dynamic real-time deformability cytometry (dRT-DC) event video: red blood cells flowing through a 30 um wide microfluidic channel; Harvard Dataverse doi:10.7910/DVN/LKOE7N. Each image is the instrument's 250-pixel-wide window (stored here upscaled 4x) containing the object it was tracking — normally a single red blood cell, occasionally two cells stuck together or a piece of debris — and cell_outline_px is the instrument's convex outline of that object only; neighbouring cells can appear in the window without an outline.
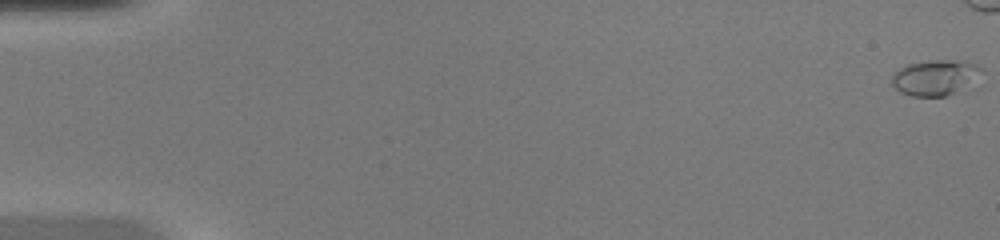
{"species": "common noctule bat (a hibernating species)", "species_latin": "Nyctalus noctula", "temperature_condition": "warm", "stored_images_in_passage": 6, "camera_frame_rate_fps": 3000, "um_per_image_px": 0.085, "animal": {"sex": "female", "body_mass_g": 20.0, "forearm_length_mm": 54.0}, "frame": {"image": 1, "passage_image": 1, "time_ms": 0.0, "image_size_px": [1000, 240], "cell_outline_px": [[984, 68], [948, 96], [912, 96], [900, 92], [892, 84], [892, 72], [908, 64], [928, 60], [956, 60], [976, 64]], "centroid_in_image_um": [79.35, 6.57], "position_along_channel_um": 5.6, "area_um2": 17.8}}